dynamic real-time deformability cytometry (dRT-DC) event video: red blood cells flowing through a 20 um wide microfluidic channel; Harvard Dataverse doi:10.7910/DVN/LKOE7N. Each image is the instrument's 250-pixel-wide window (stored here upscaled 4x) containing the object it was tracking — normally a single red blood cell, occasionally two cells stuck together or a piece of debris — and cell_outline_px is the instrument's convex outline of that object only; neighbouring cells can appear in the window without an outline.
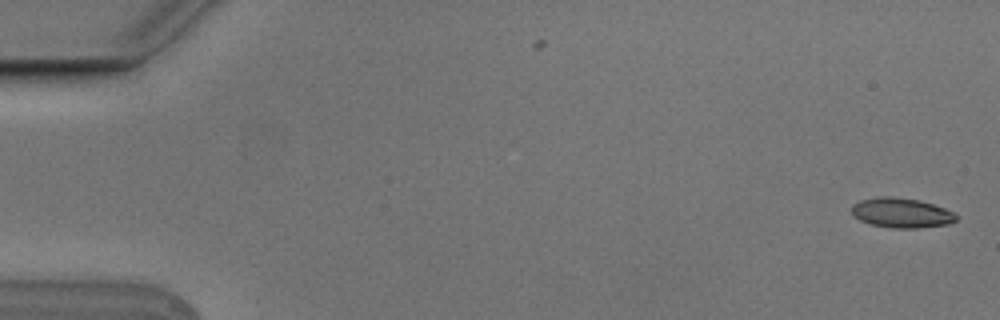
{"species": "Egyptian fruit bat (a non-hibernating species)", "species_latin": "Rousettus aegyptiacus", "temperature_condition": "cold", "stored_images_in_passage": 5, "camera_frame_rate_fps": 3000, "um_per_image_px": 0.085, "animal": {"sex": "male"}, "frame": {"image": 1, "passage_image": 1, "time_ms": 0.0, "image_size_px": [1000, 320], "cell_outline_px": [[956, 220], [948, 224], [920, 228], [892, 228], [872, 224], [860, 220], [852, 216], [852, 204], [860, 200], [880, 196], [892, 196], [920, 200], [956, 212]], "centroid_in_image_um": [76.61, 18.09], "position_along_channel_um": 8.4, "area_um2": 18.26}}
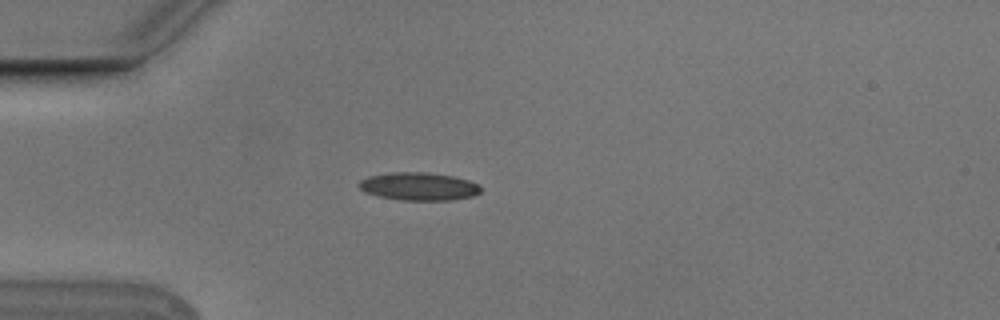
{"frame": {"image": 2, "passage_image": 5, "time_ms": 1.333, "image_size_px": [1000, 320], "cell_outline_px": [[480, 192], [472, 196], [452, 200], [400, 200], [376, 196], [364, 192], [356, 184], [360, 180], [368, 176], [392, 172], [428, 172], [452, 176], [468, 180], [480, 184]], "centroid_in_image_um": [35.56, 15.84], "position_along_channel_um": 49.4, "area_um2": 20.0}}